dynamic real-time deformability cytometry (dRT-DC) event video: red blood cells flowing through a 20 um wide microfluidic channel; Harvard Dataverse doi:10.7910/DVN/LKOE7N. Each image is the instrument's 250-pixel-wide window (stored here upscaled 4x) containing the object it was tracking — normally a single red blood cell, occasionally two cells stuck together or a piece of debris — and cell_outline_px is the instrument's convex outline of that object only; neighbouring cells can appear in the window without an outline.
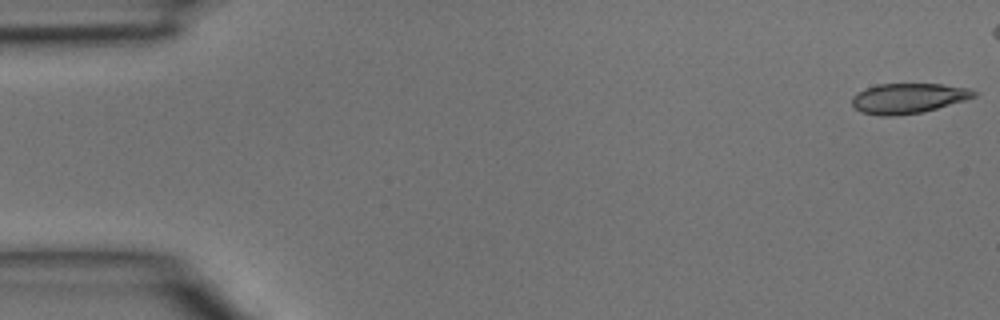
{"species": "common noctule bat (a hibernating species)", "species_latin": "Nyctalus noctula", "temperature_condition": "room temperature", "stored_images_in_passage": 5, "camera_frame_rate_fps": 3000, "um_per_image_px": 0.085, "animal": {"sex": "male", "body_mass_g": 15.6}, "frame": {"image": 1, "passage_image": 1, "time_ms": 0.0, "image_size_px": [1000, 320], "cell_outline_px": [[980, 92], [976, 96], [964, 100], [936, 108], [920, 112], [892, 116], [880, 116], [860, 112], [852, 104], [852, 96], [856, 92], [880, 84], [940, 84], [968, 88]], "centroid_in_image_um": [77.18, 8.35], "position_along_channel_um": 7.8, "area_um2": 21.21}}